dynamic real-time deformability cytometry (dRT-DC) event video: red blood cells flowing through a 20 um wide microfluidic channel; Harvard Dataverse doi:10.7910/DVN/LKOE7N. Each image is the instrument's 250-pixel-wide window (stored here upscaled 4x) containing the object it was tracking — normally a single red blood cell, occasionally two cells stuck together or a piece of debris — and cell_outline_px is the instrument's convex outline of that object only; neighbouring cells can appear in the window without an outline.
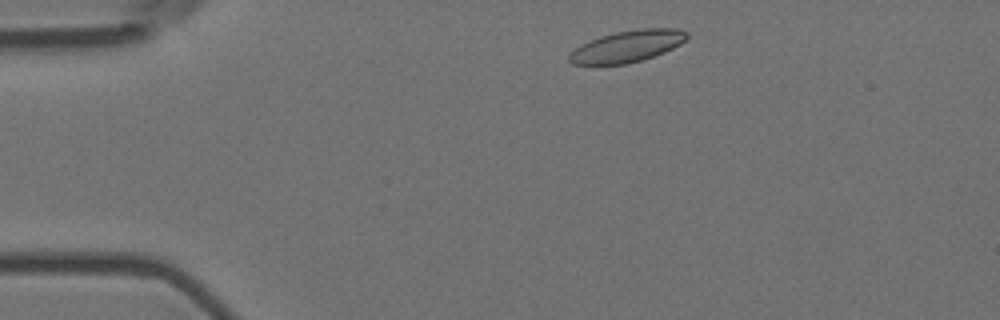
{"species": "Egyptian fruit bat (a non-hibernating species)", "species_latin": "Rousettus aegyptiacus", "temperature_condition": "room temperature", "stored_images_in_passage": 47, "camera_frame_rate_fps": 3000, "um_per_image_px": 0.085, "animal": {"sex": "female"}, "frame": {"image": 1, "passage_image": 3, "time_ms": 0.667, "image_size_px": [1000, 320], "cell_outline_px": [[688, 36], [680, 44], [664, 52], [628, 64], [572, 64], [568, 60], [568, 56], [580, 44], [600, 36], [616, 32], [640, 28], [680, 28], [688, 32]], "centroid_in_image_um": [53.33, 3.92], "position_along_channel_um": 31.7, "area_um2": 21.56}}
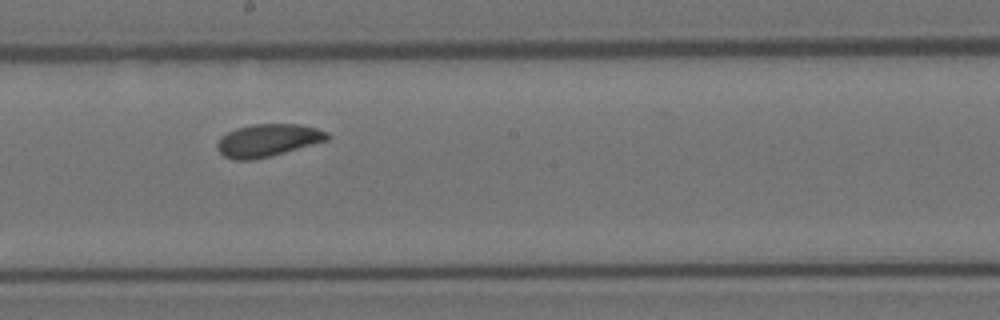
{"frame": {"image": 2, "passage_image": 23, "time_ms": 7.333, "image_size_px": [1000, 320], "cell_outline_px": [[328, 140], [272, 156], [252, 160], [232, 160], [224, 156], [216, 148], [216, 144], [220, 136], [236, 128], [252, 124], [300, 124], [316, 128], [328, 132]], "centroid_in_image_um": [22.73, 11.93], "position_along_channel_um": 225.5, "area_um2": 21.04}}
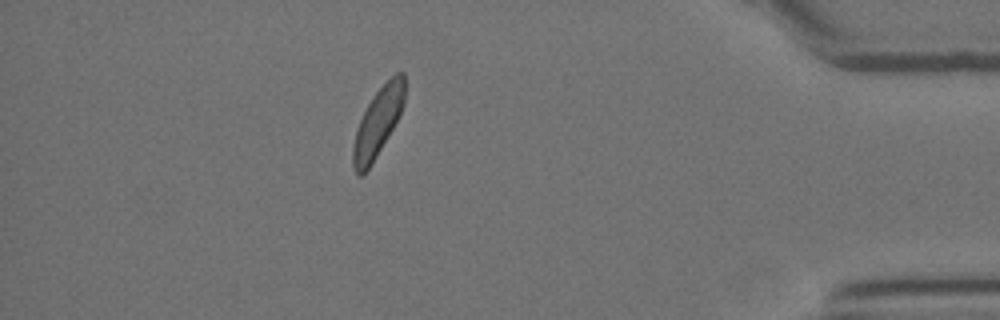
{"frame": {"image": 3, "passage_image": 41, "time_ms": 13.333, "image_size_px": [1000, 320], "cell_outline_px": [[404, 104], [392, 128], [372, 164], [360, 176], [356, 176], [352, 164], [352, 148], [356, 132], [360, 120], [372, 96], [396, 72], [404, 72]], "centroid_in_image_um": [32.09, 10.42], "position_along_channel_um": 403.1, "area_um2": 20.11}, "authors_computed_cell_mechanics": {"area_um2": 21.097, "velocity_mm_per_s": 3.6883, "shape_relaxation_time_tau1_ms": 2.3622, "shape_relaxation_time_tau2_ms": 8.4028, "deformation_change_tau1": 0.0718, "deformation_change_tau2": 0.1181}}